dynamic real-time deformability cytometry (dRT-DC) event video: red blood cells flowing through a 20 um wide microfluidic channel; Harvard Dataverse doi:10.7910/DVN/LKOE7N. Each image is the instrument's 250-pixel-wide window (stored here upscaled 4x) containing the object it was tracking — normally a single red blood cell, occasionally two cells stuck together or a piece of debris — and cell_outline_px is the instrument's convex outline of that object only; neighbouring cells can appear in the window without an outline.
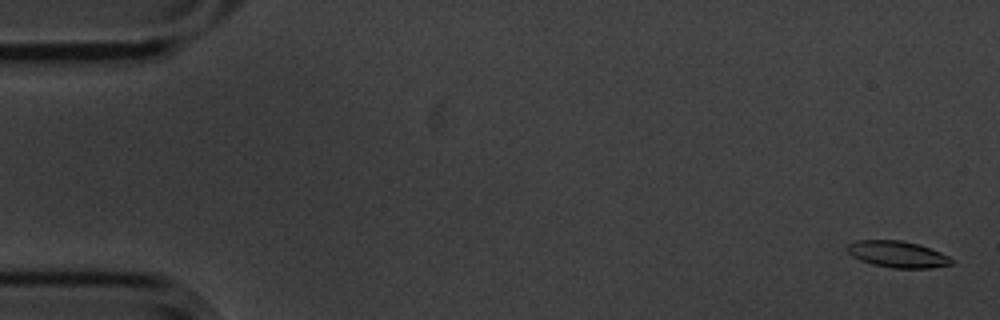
{"species": "common noctule bat (a hibernating species)", "species_latin": "Nyctalus noctula", "temperature_condition": "cold", "stored_images_in_passage": 57, "camera_frame_rate_fps": 3000, "um_per_image_px": 0.085, "animal": {"sex": "male", "body_mass_g": 20.1, "forearm_length_mm": 53.5}, "frame": {"image": 1, "passage_image": 2, "time_ms": 0.333, "image_size_px": [1000, 320], "cell_outline_px": [[956, 260], [952, 264], [932, 268], [892, 268], [872, 264], [860, 260], [852, 256], [844, 248], [848, 244], [856, 240], [900, 240], [920, 244], [940, 252]], "centroid_in_image_um": [76.29, 21.61], "position_along_channel_um": 8.7, "area_um2": 16.3}}
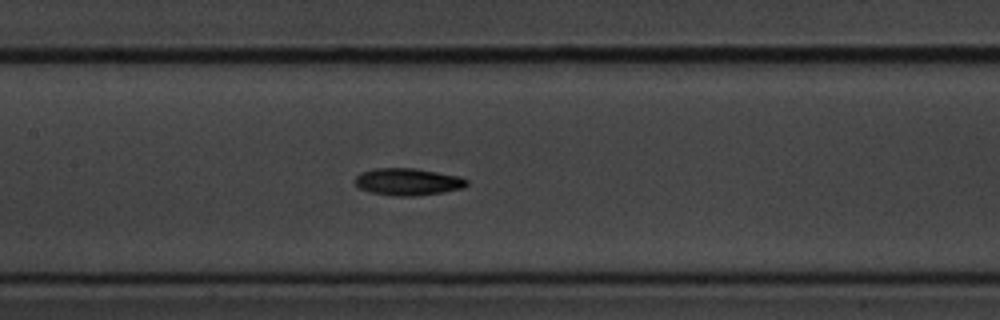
{"frame": {"image": 2, "passage_image": 27, "time_ms": 8.667, "image_size_px": [1000, 320], "cell_outline_px": [[468, 184], [464, 188], [444, 192], [412, 196], [396, 196], [368, 192], [360, 188], [356, 184], [356, 176], [360, 172], [376, 168], [416, 168], [460, 176], [468, 180]], "centroid_in_image_um": [34.69, 15.45], "position_along_channel_um": 172.7, "area_um2": 17.74}}
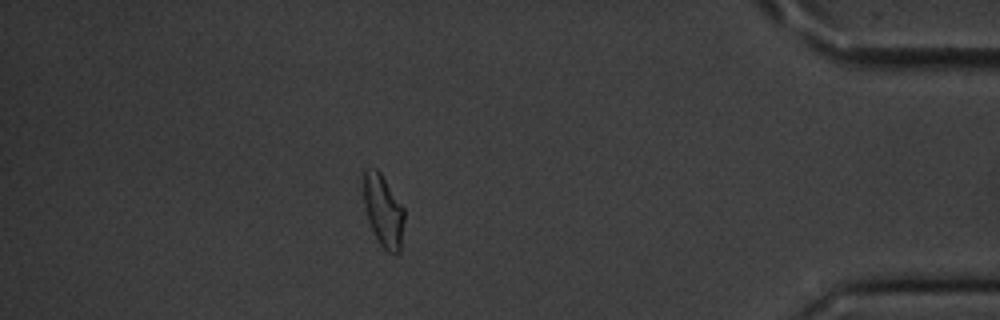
{"frame": {"image": 3, "passage_image": 50, "time_ms": 16.333, "image_size_px": [1000, 320], "cell_outline_px": [[404, 220], [400, 252], [388, 252], [380, 244], [368, 220], [364, 204], [360, 176], [360, 172], [368, 168], [376, 168], [380, 172], [404, 208]], "centroid_in_image_um": [32.53, 17.83], "position_along_channel_um": 402.7, "area_um2": 17.34}, "authors_computed_cell_mechanics": {"area_um2": 17.051, "velocity_mm_per_s": 3.5598, "shape_relaxation_time_tau1_ms": 4.3764, "shape_relaxation_time_tau2_ms": 10.495, "deformation_change_tau1": 0.1329, "deformation_change_tau2": 0.1948}}